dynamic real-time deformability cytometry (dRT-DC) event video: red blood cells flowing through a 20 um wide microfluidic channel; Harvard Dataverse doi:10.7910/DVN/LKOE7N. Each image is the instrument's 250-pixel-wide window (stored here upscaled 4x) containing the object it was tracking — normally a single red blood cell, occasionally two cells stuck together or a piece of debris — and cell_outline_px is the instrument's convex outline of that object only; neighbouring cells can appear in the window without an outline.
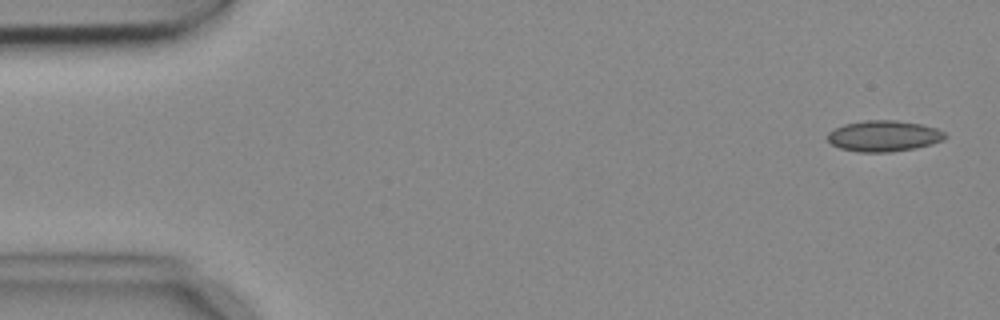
{"species": "common noctule bat (a hibernating species)", "species_latin": "Nyctalus noctula", "temperature_condition": "cold", "stored_images_in_passage": 11, "segment_of_instrument_passage": [1, 2], "camera_frame_rate_fps": 3000, "um_per_image_px": 0.085, "animal": {"sex": "female", "body_mass_g": 18.4}, "frame": {"image": 1, "passage_image": 1, "time_ms": 0.0, "image_size_px": [1000, 320], "cell_outline_px": [[948, 136], [944, 140], [932, 144], [916, 148], [888, 152], [860, 152], [840, 148], [832, 144], [828, 140], [828, 132], [844, 124], [864, 120], [896, 120], [920, 124], [936, 128], [944, 132]], "centroid_in_image_um": [75.14, 11.56], "position_along_channel_um": 9.9, "area_um2": 21.21}}
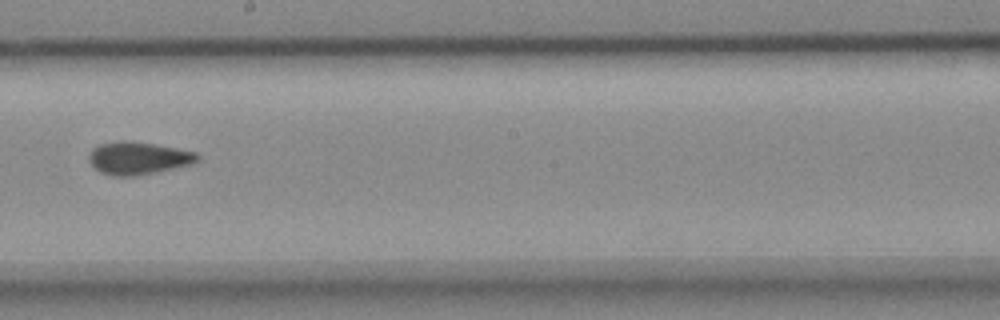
{"frame": {"image": 2, "passage_image": 8, "time_ms": 2.333, "image_size_px": [1000, 320], "cell_outline_px": [[200, 160], [192, 164], [156, 172], [136, 176], [112, 176], [100, 172], [88, 160], [88, 156], [92, 148], [100, 144], [120, 140], [128, 140], [156, 144], [196, 152], [200, 156]], "centroid_in_image_um": [11.75, 13.43], "position_along_channel_um": 236.4, "area_um2": 20.81}}
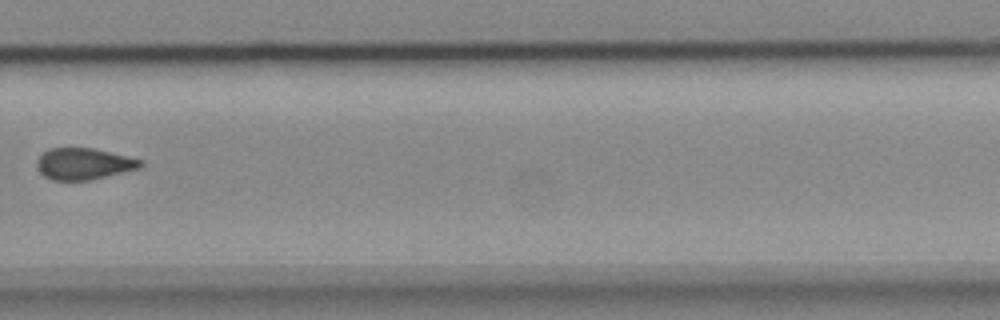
{"frame": {"image": 3, "passage_image": 10, "time_ms": 3.0, "image_size_px": [1000, 320], "cell_outline_px": [[144, 164], [140, 168], [92, 180], [52, 180], [44, 176], [40, 172], [36, 164], [36, 160], [48, 148], [92, 148], [144, 160]], "centroid_in_image_um": [7.13, 13.93], "position_along_channel_um": 322.7, "area_um2": 19.07}}